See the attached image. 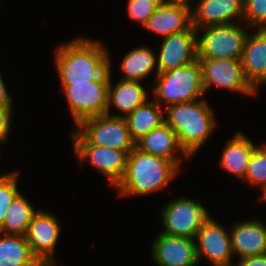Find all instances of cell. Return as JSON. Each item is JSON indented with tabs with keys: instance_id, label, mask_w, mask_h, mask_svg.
<instances>
[{
	"instance_id": "cell-1",
	"label": "cell",
	"mask_w": 266,
	"mask_h": 266,
	"mask_svg": "<svg viewBox=\"0 0 266 266\" xmlns=\"http://www.w3.org/2000/svg\"><path fill=\"white\" fill-rule=\"evenodd\" d=\"M55 67L61 83H88L109 69V51L102 42L77 37L55 49Z\"/></svg>"
},
{
	"instance_id": "cell-2",
	"label": "cell",
	"mask_w": 266,
	"mask_h": 266,
	"mask_svg": "<svg viewBox=\"0 0 266 266\" xmlns=\"http://www.w3.org/2000/svg\"><path fill=\"white\" fill-rule=\"evenodd\" d=\"M165 109V123L175 132L181 148L191 158L216 128L214 110L205 98L171 104Z\"/></svg>"
},
{
	"instance_id": "cell-3",
	"label": "cell",
	"mask_w": 266,
	"mask_h": 266,
	"mask_svg": "<svg viewBox=\"0 0 266 266\" xmlns=\"http://www.w3.org/2000/svg\"><path fill=\"white\" fill-rule=\"evenodd\" d=\"M179 172L172 161L134 147L128 154L125 174L115 188L123 197L148 195L169 186Z\"/></svg>"
},
{
	"instance_id": "cell-4",
	"label": "cell",
	"mask_w": 266,
	"mask_h": 266,
	"mask_svg": "<svg viewBox=\"0 0 266 266\" xmlns=\"http://www.w3.org/2000/svg\"><path fill=\"white\" fill-rule=\"evenodd\" d=\"M154 81L152 97L160 106L161 103L167 107L175 103L195 102L205 95L199 59L186 66L158 73Z\"/></svg>"
},
{
	"instance_id": "cell-5",
	"label": "cell",
	"mask_w": 266,
	"mask_h": 266,
	"mask_svg": "<svg viewBox=\"0 0 266 266\" xmlns=\"http://www.w3.org/2000/svg\"><path fill=\"white\" fill-rule=\"evenodd\" d=\"M111 60L109 59V69L98 80L88 83H61L76 126L86 118L107 114Z\"/></svg>"
},
{
	"instance_id": "cell-6",
	"label": "cell",
	"mask_w": 266,
	"mask_h": 266,
	"mask_svg": "<svg viewBox=\"0 0 266 266\" xmlns=\"http://www.w3.org/2000/svg\"><path fill=\"white\" fill-rule=\"evenodd\" d=\"M242 26L244 25L228 23L196 29L199 36L197 37L198 59L241 60L248 35L246 28H250Z\"/></svg>"
},
{
	"instance_id": "cell-7",
	"label": "cell",
	"mask_w": 266,
	"mask_h": 266,
	"mask_svg": "<svg viewBox=\"0 0 266 266\" xmlns=\"http://www.w3.org/2000/svg\"><path fill=\"white\" fill-rule=\"evenodd\" d=\"M208 209L198 200L181 196L170 200L161 211V233L195 239L198 230L209 218Z\"/></svg>"
},
{
	"instance_id": "cell-8",
	"label": "cell",
	"mask_w": 266,
	"mask_h": 266,
	"mask_svg": "<svg viewBox=\"0 0 266 266\" xmlns=\"http://www.w3.org/2000/svg\"><path fill=\"white\" fill-rule=\"evenodd\" d=\"M77 131L90 143L128 154L135 147L124 118L108 114L93 116L82 120Z\"/></svg>"
},
{
	"instance_id": "cell-9",
	"label": "cell",
	"mask_w": 266,
	"mask_h": 266,
	"mask_svg": "<svg viewBox=\"0 0 266 266\" xmlns=\"http://www.w3.org/2000/svg\"><path fill=\"white\" fill-rule=\"evenodd\" d=\"M73 148L80 164L88 161L116 187L122 180L127 164L128 153L105 146L90 144L77 130L71 132Z\"/></svg>"
},
{
	"instance_id": "cell-10",
	"label": "cell",
	"mask_w": 266,
	"mask_h": 266,
	"mask_svg": "<svg viewBox=\"0 0 266 266\" xmlns=\"http://www.w3.org/2000/svg\"><path fill=\"white\" fill-rule=\"evenodd\" d=\"M202 69L204 93L214 85L249 96L257 95V91L247 81L241 60L199 59Z\"/></svg>"
},
{
	"instance_id": "cell-11",
	"label": "cell",
	"mask_w": 266,
	"mask_h": 266,
	"mask_svg": "<svg viewBox=\"0 0 266 266\" xmlns=\"http://www.w3.org/2000/svg\"><path fill=\"white\" fill-rule=\"evenodd\" d=\"M196 254L198 262L203 257L208 259L213 266H233L230 230H226L218 221L211 216L198 230L196 238Z\"/></svg>"
},
{
	"instance_id": "cell-12",
	"label": "cell",
	"mask_w": 266,
	"mask_h": 266,
	"mask_svg": "<svg viewBox=\"0 0 266 266\" xmlns=\"http://www.w3.org/2000/svg\"><path fill=\"white\" fill-rule=\"evenodd\" d=\"M61 226L55 215L39 209L24 235L33 255L43 266H53L54 253L60 237Z\"/></svg>"
},
{
	"instance_id": "cell-13",
	"label": "cell",
	"mask_w": 266,
	"mask_h": 266,
	"mask_svg": "<svg viewBox=\"0 0 266 266\" xmlns=\"http://www.w3.org/2000/svg\"><path fill=\"white\" fill-rule=\"evenodd\" d=\"M197 34V30L191 26L187 31L163 38L156 56L158 73L186 66L197 60Z\"/></svg>"
},
{
	"instance_id": "cell-14",
	"label": "cell",
	"mask_w": 266,
	"mask_h": 266,
	"mask_svg": "<svg viewBox=\"0 0 266 266\" xmlns=\"http://www.w3.org/2000/svg\"><path fill=\"white\" fill-rule=\"evenodd\" d=\"M152 258L158 266H198L195 239L159 233L152 243Z\"/></svg>"
},
{
	"instance_id": "cell-15",
	"label": "cell",
	"mask_w": 266,
	"mask_h": 266,
	"mask_svg": "<svg viewBox=\"0 0 266 266\" xmlns=\"http://www.w3.org/2000/svg\"><path fill=\"white\" fill-rule=\"evenodd\" d=\"M192 5L164 0L143 26L146 31L166 38L192 26Z\"/></svg>"
},
{
	"instance_id": "cell-16",
	"label": "cell",
	"mask_w": 266,
	"mask_h": 266,
	"mask_svg": "<svg viewBox=\"0 0 266 266\" xmlns=\"http://www.w3.org/2000/svg\"><path fill=\"white\" fill-rule=\"evenodd\" d=\"M191 7L195 29L243 21V0H198Z\"/></svg>"
},
{
	"instance_id": "cell-17",
	"label": "cell",
	"mask_w": 266,
	"mask_h": 266,
	"mask_svg": "<svg viewBox=\"0 0 266 266\" xmlns=\"http://www.w3.org/2000/svg\"><path fill=\"white\" fill-rule=\"evenodd\" d=\"M241 63L250 85L258 91L266 84V29L259 28L245 39Z\"/></svg>"
},
{
	"instance_id": "cell-18",
	"label": "cell",
	"mask_w": 266,
	"mask_h": 266,
	"mask_svg": "<svg viewBox=\"0 0 266 266\" xmlns=\"http://www.w3.org/2000/svg\"><path fill=\"white\" fill-rule=\"evenodd\" d=\"M230 235L233 255L239 259L266 254V225L262 221L255 218L236 222Z\"/></svg>"
},
{
	"instance_id": "cell-19",
	"label": "cell",
	"mask_w": 266,
	"mask_h": 266,
	"mask_svg": "<svg viewBox=\"0 0 266 266\" xmlns=\"http://www.w3.org/2000/svg\"><path fill=\"white\" fill-rule=\"evenodd\" d=\"M135 147L144 153L170 160L179 169L182 162L181 156L189 158L181 148L177 135L166 123L143 136L135 143Z\"/></svg>"
},
{
	"instance_id": "cell-20",
	"label": "cell",
	"mask_w": 266,
	"mask_h": 266,
	"mask_svg": "<svg viewBox=\"0 0 266 266\" xmlns=\"http://www.w3.org/2000/svg\"><path fill=\"white\" fill-rule=\"evenodd\" d=\"M111 77L110 74L107 103L108 115L125 118L148 100V92L141 82L120 79L113 86ZM111 107L117 109L120 114H112L110 112Z\"/></svg>"
},
{
	"instance_id": "cell-21",
	"label": "cell",
	"mask_w": 266,
	"mask_h": 266,
	"mask_svg": "<svg viewBox=\"0 0 266 266\" xmlns=\"http://www.w3.org/2000/svg\"><path fill=\"white\" fill-rule=\"evenodd\" d=\"M255 146L242 131H237L231 139L227 140L222 150L220 168L243 181Z\"/></svg>"
},
{
	"instance_id": "cell-22",
	"label": "cell",
	"mask_w": 266,
	"mask_h": 266,
	"mask_svg": "<svg viewBox=\"0 0 266 266\" xmlns=\"http://www.w3.org/2000/svg\"><path fill=\"white\" fill-rule=\"evenodd\" d=\"M124 119L130 136L136 143L151 130L165 123L164 109L153 99L147 100Z\"/></svg>"
},
{
	"instance_id": "cell-23",
	"label": "cell",
	"mask_w": 266,
	"mask_h": 266,
	"mask_svg": "<svg viewBox=\"0 0 266 266\" xmlns=\"http://www.w3.org/2000/svg\"><path fill=\"white\" fill-rule=\"evenodd\" d=\"M121 71L124 74L121 80L143 82L153 71L158 74L156 55L147 46H139L129 51L123 58Z\"/></svg>"
},
{
	"instance_id": "cell-24",
	"label": "cell",
	"mask_w": 266,
	"mask_h": 266,
	"mask_svg": "<svg viewBox=\"0 0 266 266\" xmlns=\"http://www.w3.org/2000/svg\"><path fill=\"white\" fill-rule=\"evenodd\" d=\"M0 266H43L25 236L0 233Z\"/></svg>"
},
{
	"instance_id": "cell-25",
	"label": "cell",
	"mask_w": 266,
	"mask_h": 266,
	"mask_svg": "<svg viewBox=\"0 0 266 266\" xmlns=\"http://www.w3.org/2000/svg\"><path fill=\"white\" fill-rule=\"evenodd\" d=\"M38 211L34 206L19 193L10 204L0 233L6 235L24 236L32 220Z\"/></svg>"
},
{
	"instance_id": "cell-26",
	"label": "cell",
	"mask_w": 266,
	"mask_h": 266,
	"mask_svg": "<svg viewBox=\"0 0 266 266\" xmlns=\"http://www.w3.org/2000/svg\"><path fill=\"white\" fill-rule=\"evenodd\" d=\"M245 182L259 187L266 186V144L256 145L250 157L249 165L244 178Z\"/></svg>"
},
{
	"instance_id": "cell-27",
	"label": "cell",
	"mask_w": 266,
	"mask_h": 266,
	"mask_svg": "<svg viewBox=\"0 0 266 266\" xmlns=\"http://www.w3.org/2000/svg\"><path fill=\"white\" fill-rule=\"evenodd\" d=\"M19 174V172L10 171L0 175V229L2 228L10 204L20 193L17 188Z\"/></svg>"
},
{
	"instance_id": "cell-28",
	"label": "cell",
	"mask_w": 266,
	"mask_h": 266,
	"mask_svg": "<svg viewBox=\"0 0 266 266\" xmlns=\"http://www.w3.org/2000/svg\"><path fill=\"white\" fill-rule=\"evenodd\" d=\"M242 22L252 29H266V0H243Z\"/></svg>"
},
{
	"instance_id": "cell-29",
	"label": "cell",
	"mask_w": 266,
	"mask_h": 266,
	"mask_svg": "<svg viewBox=\"0 0 266 266\" xmlns=\"http://www.w3.org/2000/svg\"><path fill=\"white\" fill-rule=\"evenodd\" d=\"M164 0H128V16L143 26Z\"/></svg>"
},
{
	"instance_id": "cell-30",
	"label": "cell",
	"mask_w": 266,
	"mask_h": 266,
	"mask_svg": "<svg viewBox=\"0 0 266 266\" xmlns=\"http://www.w3.org/2000/svg\"><path fill=\"white\" fill-rule=\"evenodd\" d=\"M12 107H0V141L6 142L11 132Z\"/></svg>"
},
{
	"instance_id": "cell-31",
	"label": "cell",
	"mask_w": 266,
	"mask_h": 266,
	"mask_svg": "<svg viewBox=\"0 0 266 266\" xmlns=\"http://www.w3.org/2000/svg\"><path fill=\"white\" fill-rule=\"evenodd\" d=\"M233 266H266V254L241 258Z\"/></svg>"
},
{
	"instance_id": "cell-32",
	"label": "cell",
	"mask_w": 266,
	"mask_h": 266,
	"mask_svg": "<svg viewBox=\"0 0 266 266\" xmlns=\"http://www.w3.org/2000/svg\"><path fill=\"white\" fill-rule=\"evenodd\" d=\"M12 94L8 93V90L3 81V77L0 74V107H12Z\"/></svg>"
},
{
	"instance_id": "cell-33",
	"label": "cell",
	"mask_w": 266,
	"mask_h": 266,
	"mask_svg": "<svg viewBox=\"0 0 266 266\" xmlns=\"http://www.w3.org/2000/svg\"><path fill=\"white\" fill-rule=\"evenodd\" d=\"M261 195L260 198H258L259 201L261 202H266V186L264 188L261 189Z\"/></svg>"
},
{
	"instance_id": "cell-34",
	"label": "cell",
	"mask_w": 266,
	"mask_h": 266,
	"mask_svg": "<svg viewBox=\"0 0 266 266\" xmlns=\"http://www.w3.org/2000/svg\"><path fill=\"white\" fill-rule=\"evenodd\" d=\"M170 1H175V2H182V3H186V4H189L191 5V1H194V0H170Z\"/></svg>"
}]
</instances>
